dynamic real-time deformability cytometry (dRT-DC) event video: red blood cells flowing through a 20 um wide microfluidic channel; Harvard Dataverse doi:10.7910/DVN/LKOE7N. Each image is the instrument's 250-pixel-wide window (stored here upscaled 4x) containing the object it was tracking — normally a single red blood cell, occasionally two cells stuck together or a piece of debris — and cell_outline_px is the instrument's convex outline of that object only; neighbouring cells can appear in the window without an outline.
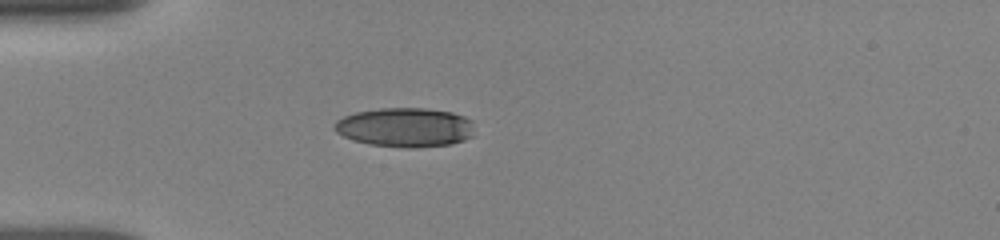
{"species": "human", "species_latin": "Homo sapiens", "temperature_condition": "room temperature", "stored_images_in_passage": 10, "camera_frame_rate_fps": 3000, "um_per_image_px": 0.085, "donor": {"sex": "female"}, "frame": {"image": 1, "passage_image": 9, "time_ms": 4.333, "image_size_px": [1000, 240], "cell_outline_px": [[472, 136], [464, 140], [452, 144], [412, 148], [404, 148], [368, 144], [352, 140], [336, 132], [332, 128], [336, 120], [344, 116], [356, 112], [380, 108], [424, 108], [452, 112], [464, 116], [472, 120]], "centroid_in_image_um": [34.42, 10.83], "position_along_channel_um": 50.6, "area_um2": 32.25}}